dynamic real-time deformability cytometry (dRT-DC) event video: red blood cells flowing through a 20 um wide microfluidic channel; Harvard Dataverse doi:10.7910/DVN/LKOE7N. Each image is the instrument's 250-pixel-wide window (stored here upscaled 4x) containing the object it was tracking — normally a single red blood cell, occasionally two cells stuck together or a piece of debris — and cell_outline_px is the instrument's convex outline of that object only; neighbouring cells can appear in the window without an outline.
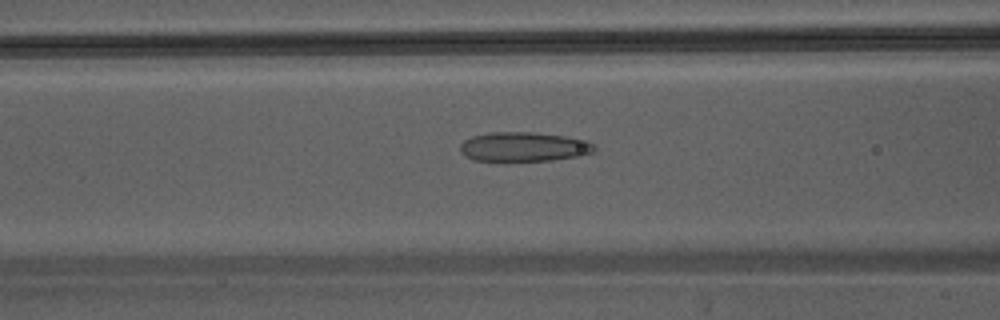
{"species": "Egyptian fruit bat (a non-hibernating species)", "species_latin": "Rousettus aegyptiacus", "temperature_condition": "warm", "stored_images_in_passage": 21, "camera_frame_rate_fps": 3000, "um_per_image_px": 0.085, "animal": {"sex": "male"}, "frame": {"image": 1, "passage_image": 4, "time_ms": 1.0, "image_size_px": [1000, 320], "cell_outline_px": [[596, 148], [592, 152], [576, 156], [552, 160], [476, 160], [460, 152], [460, 144], [464, 140], [472, 136], [492, 132], [536, 132], [564, 136], [588, 140], [596, 144]], "centroid_in_image_um": [44.55, 12.45], "position_along_channel_um": 122.0, "area_um2": 22.77}}
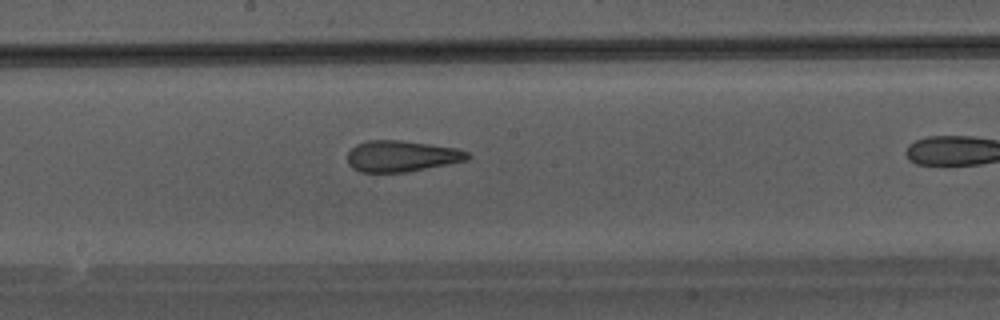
{"frame": {"image": 2, "passage_image": 10, "time_ms": 3.0, "image_size_px": [1000, 320], "cell_outline_px": [[468, 160], [408, 172], [360, 172], [352, 168], [348, 164], [348, 152], [356, 144], [368, 140], [400, 140], [456, 148], [468, 152]], "centroid_in_image_um": [34.1, 13.28], "position_along_channel_um": 214.1, "area_um2": 21.73}}
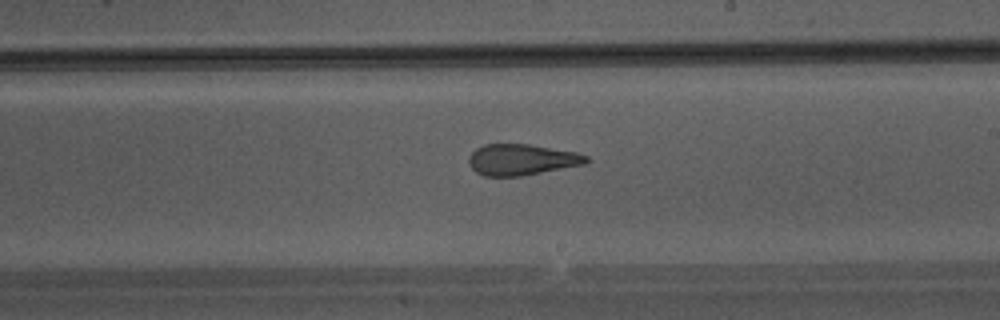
{"frame": {"image": 3, "passage_image": 12, "time_ms": 3.667, "image_size_px": [1000, 320], "cell_outline_px": [[592, 160], [584, 164], [520, 176], [484, 176], [476, 172], [472, 168], [468, 160], [468, 156], [476, 148], [484, 144], [528, 144], [576, 152], [588, 156]], "centroid_in_image_um": [44.33, 13.56], "position_along_channel_um": 244.7, "area_um2": 21.21}}